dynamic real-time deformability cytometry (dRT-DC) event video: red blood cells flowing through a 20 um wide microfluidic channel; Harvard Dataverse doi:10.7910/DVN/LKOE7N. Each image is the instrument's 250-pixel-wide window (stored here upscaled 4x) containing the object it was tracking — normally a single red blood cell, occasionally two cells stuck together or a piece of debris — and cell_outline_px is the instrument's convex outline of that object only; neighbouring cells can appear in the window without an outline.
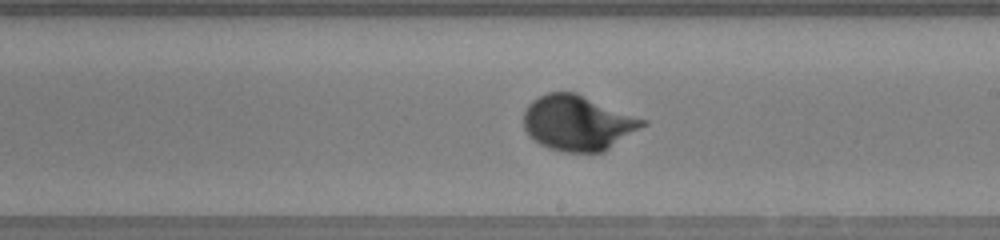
{"species": "human", "species_latin": "Homo sapiens", "temperature_condition": "warm", "stored_images_in_passage": 48, "camera_frame_rate_fps": 3000, "um_per_image_px": 0.085, "donor": {"sex": "female"}, "frame": {"image": 1, "passage_image": 27, "time_ms": 8.667, "image_size_px": [1000, 240], "cell_outline_px": [[648, 124], [604, 152], [564, 152], [540, 144], [528, 136], [524, 128], [524, 112], [528, 104], [532, 100], [548, 92], [576, 92], [648, 120]], "centroid_in_image_um": [49.14, 10.44], "position_along_channel_um": 239.9, "area_um2": 38.49}}
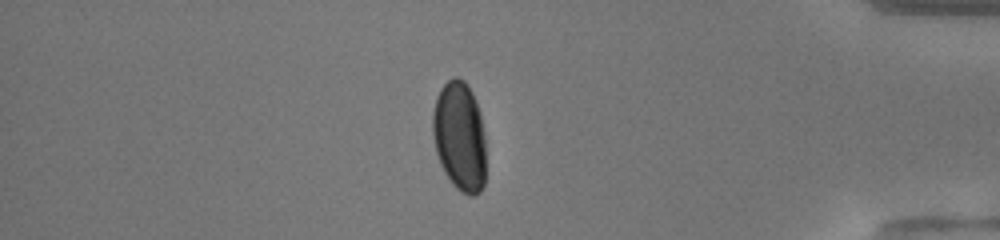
{"frame": {"image": 2, "passage_image": 41, "time_ms": 13.333, "image_size_px": [1000, 240], "cell_outline_px": [[484, 184], [480, 192], [472, 196], [468, 196], [460, 192], [452, 184], [444, 172], [440, 164], [436, 152], [432, 136], [432, 112], [436, 96], [440, 88], [452, 76], [456, 76], [464, 80], [468, 84], [476, 100], [480, 112], [484, 132]], "centroid_in_image_um": [39.04, 11.57], "position_along_channel_um": 396.2, "area_um2": 34.51}}
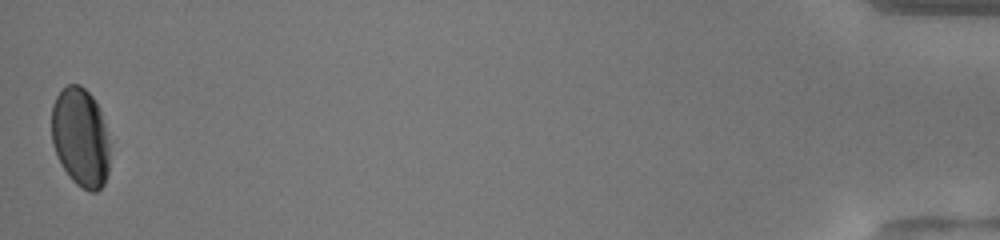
{"frame": {"image": 3, "passage_image": 48, "time_ms": 15.667, "image_size_px": [1000, 240], "cell_outline_px": [[108, 172], [104, 184], [96, 192], [88, 192], [76, 184], [72, 180], [64, 168], [52, 144], [52, 104], [56, 96], [68, 84], [80, 84], [92, 96], [100, 108], [108, 140]], "centroid_in_image_um": [6.84, 11.67], "position_along_channel_um": 428.4, "area_um2": 33.41}, "authors_computed_cell_mechanics": {"area_um2": 34.5066, "velocity_mm_per_s": 4.1549, "shape_relaxation_time_tau1_ms": 2.2865, "shape_relaxation_time_tau2_ms": null, "deformation_change_tau1": 0.127, "deformation_change_tau2": null}}